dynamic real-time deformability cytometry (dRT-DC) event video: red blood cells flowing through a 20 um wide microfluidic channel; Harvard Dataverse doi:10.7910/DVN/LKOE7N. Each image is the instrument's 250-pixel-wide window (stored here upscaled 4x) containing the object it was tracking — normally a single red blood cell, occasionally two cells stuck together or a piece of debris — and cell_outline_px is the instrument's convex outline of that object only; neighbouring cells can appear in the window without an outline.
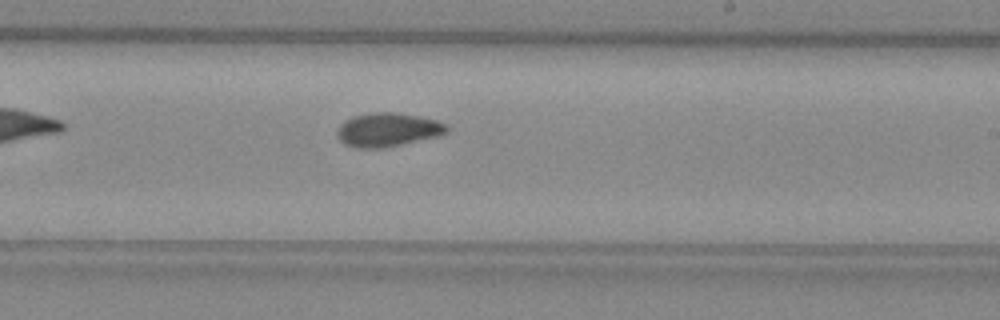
{"species": "common noctule bat (a hibernating species)", "species_latin": "Nyctalus noctula", "temperature_condition": "warm", "stored_images_in_passage": 31, "camera_frame_rate_fps": 3000, "um_per_image_px": 0.085, "animal": {"sex": "female", "body_mass_g": 29.2, "forearm_length_mm": 56.3}, "frame": {"image": 1, "passage_image": 14, "time_ms": 4.333, "image_size_px": [1000, 320], "cell_outline_px": [[448, 132], [440, 136], [380, 148], [356, 148], [344, 144], [336, 136], [336, 132], [340, 124], [344, 120], [352, 116], [372, 112], [396, 112], [436, 120], [448, 124]], "centroid_in_image_um": [32.94, 11.02], "position_along_channel_um": 256.1, "area_um2": 21.68}}